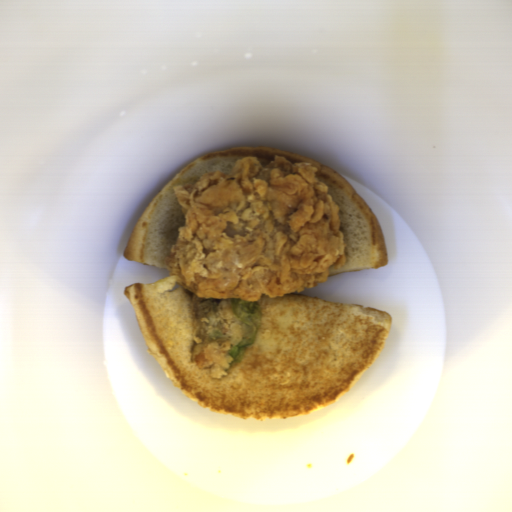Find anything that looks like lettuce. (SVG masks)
I'll list each match as a JSON object with an SVG mask.
<instances>
[{"instance_id":"lettuce-1","label":"lettuce","mask_w":512,"mask_h":512,"mask_svg":"<svg viewBox=\"0 0 512 512\" xmlns=\"http://www.w3.org/2000/svg\"><path fill=\"white\" fill-rule=\"evenodd\" d=\"M232 313L245 327V333L241 341L231 347L227 354L231 357L232 362L229 365V369L235 363H241L244 359L245 350L247 346L253 343L259 329L261 327L262 314L261 309L257 301H242L239 299H233L231 301Z\"/></svg>"},{"instance_id":"lettuce-2","label":"lettuce","mask_w":512,"mask_h":512,"mask_svg":"<svg viewBox=\"0 0 512 512\" xmlns=\"http://www.w3.org/2000/svg\"><path fill=\"white\" fill-rule=\"evenodd\" d=\"M223 328L214 302L202 301L198 305L197 330L199 338L204 342L231 339V336L220 332Z\"/></svg>"}]
</instances>
